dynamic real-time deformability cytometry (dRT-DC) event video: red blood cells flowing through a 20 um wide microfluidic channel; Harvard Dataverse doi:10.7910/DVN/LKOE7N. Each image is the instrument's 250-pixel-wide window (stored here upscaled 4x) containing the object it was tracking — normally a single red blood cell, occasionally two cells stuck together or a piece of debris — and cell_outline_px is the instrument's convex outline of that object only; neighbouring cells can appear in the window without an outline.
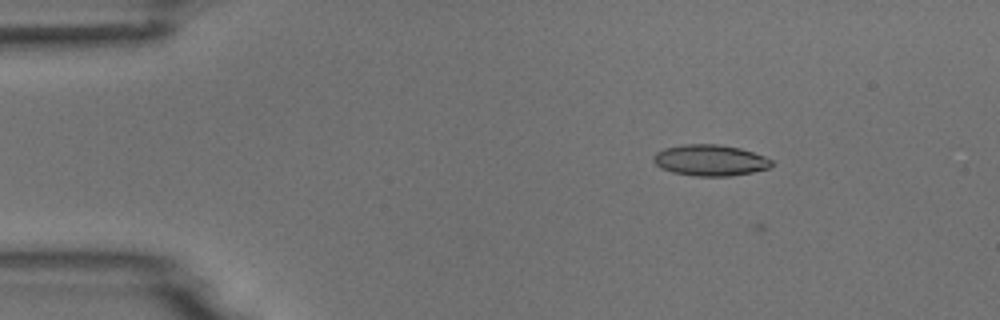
{"species": "common noctule bat (a hibernating species)", "species_latin": "Nyctalus noctula", "temperature_condition": "room temperature", "stored_images_in_passage": 5, "camera_frame_rate_fps": 3000, "um_per_image_px": 0.085, "animal": {"sex": "male", "body_mass_g": 18.8}, "frame": {"image": 1, "passage_image": 4, "time_ms": 3.333, "image_size_px": [1000, 320], "cell_outline_px": [[772, 164], [768, 168], [752, 172], [728, 176], [696, 176], [672, 172], [660, 168], [652, 160], [652, 156], [656, 152], [664, 148], [684, 144], [720, 144], [740, 148], [764, 156], [772, 160]], "centroid_in_image_um": [60.32, 13.61], "position_along_channel_um": 24.7, "area_um2": 21.44}}